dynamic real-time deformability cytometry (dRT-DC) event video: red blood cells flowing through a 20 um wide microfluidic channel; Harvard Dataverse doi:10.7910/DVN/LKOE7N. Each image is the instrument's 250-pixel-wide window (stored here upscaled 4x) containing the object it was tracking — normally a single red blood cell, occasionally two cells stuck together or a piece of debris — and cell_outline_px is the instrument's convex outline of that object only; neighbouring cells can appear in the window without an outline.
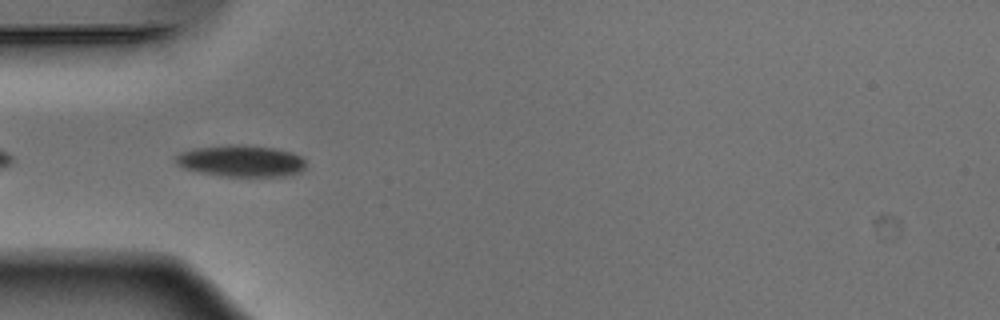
{"species": "Egyptian fruit bat (a non-hibernating species)", "species_latin": "Rousettus aegyptiacus", "temperature_condition": "warm", "stored_images_in_passage": 7, "camera_frame_rate_fps": 3000, "um_per_image_px": 0.085, "animal": {"sex": "male"}, "frame": {"image": 1, "passage_image": 2, "time_ms": 0.333, "image_size_px": [1000, 320], "cell_outline_px": [[304, 168], [300, 172], [284, 176], [220, 176], [200, 172], [184, 168], [176, 164], [176, 156], [180, 152], [192, 148], [228, 144], [236, 144], [272, 148], [292, 152], [300, 156], [304, 160]], "centroid_in_image_um": [20.45, 13.68], "position_along_channel_um": 64.5, "area_um2": 23.93}}
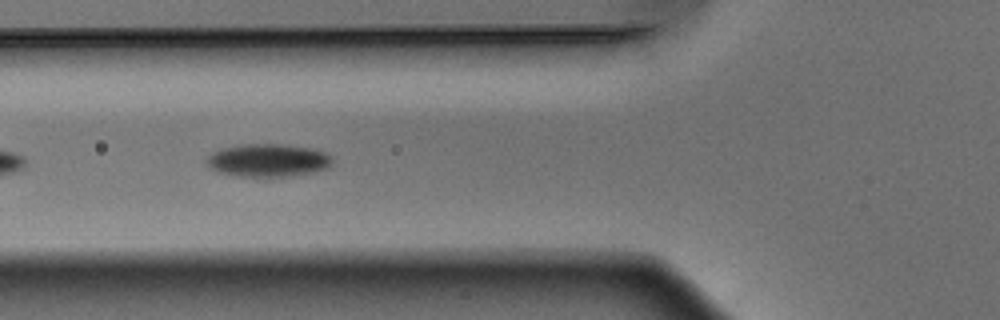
{"frame": {"image": 2, "passage_image": 5, "time_ms": 1.333, "image_size_px": [1000, 320], "cell_outline_px": [[332, 164], [328, 168], [312, 172], [288, 176], [236, 176], [216, 172], [204, 164], [204, 160], [212, 152], [220, 148], [240, 144], [280, 144], [316, 148], [332, 156]], "centroid_in_image_um": [22.74, 13.62], "position_along_channel_um": 103.1, "area_um2": 24.51}}